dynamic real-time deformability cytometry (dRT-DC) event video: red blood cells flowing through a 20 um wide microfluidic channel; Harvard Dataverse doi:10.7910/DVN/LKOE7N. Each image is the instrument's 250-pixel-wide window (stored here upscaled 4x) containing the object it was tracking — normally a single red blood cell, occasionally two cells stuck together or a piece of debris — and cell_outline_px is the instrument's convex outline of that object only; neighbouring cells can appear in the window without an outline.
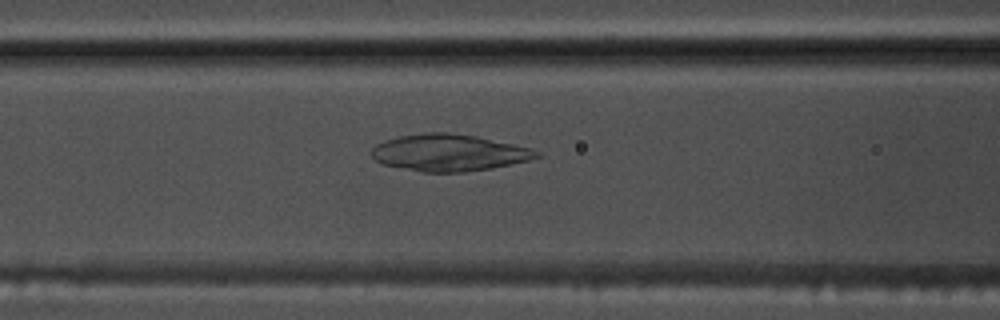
{"species": "common noctule bat (a hibernating species)", "species_latin": "Nyctalus noctula", "temperature_condition": "warm", "stored_images_in_passage": 56, "segment_of_instrument_passage": [1, 2], "camera_frame_rate_fps": 3000, "um_per_image_px": 0.085, "animal": {"sex": "male", "body_mass_g": 17.5, "forearm_length_mm": 52.3}, "frame": {"image": 1, "passage_image": 23, "time_ms": 7.333, "image_size_px": [1000, 320], "cell_outline_px": [[540, 156], [528, 160], [492, 168], [464, 172], [424, 172], [384, 164], [376, 160], [372, 156], [372, 148], [376, 144], [384, 140], [400, 136], [424, 132], [448, 132], [476, 136], [532, 148], [540, 152]], "centroid_in_image_um": [38.17, 12.97], "position_along_channel_um": 128.4, "area_um2": 35.2}}
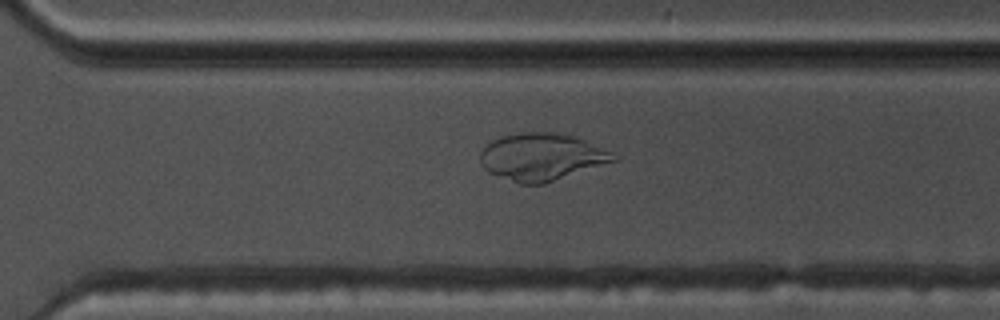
{"frame": {"image": 2, "passage_image": 39, "time_ms": 12.667, "image_size_px": [1000, 320], "cell_outline_px": [[620, 160], [544, 184], [520, 184], [488, 172], [484, 168], [480, 160], [480, 152], [492, 140], [500, 136], [520, 132], [556, 132], [576, 136], [612, 152], [620, 156]], "centroid_in_image_um": [46.09, 13.33], "position_along_channel_um": 324.5, "area_um2": 37.11}}
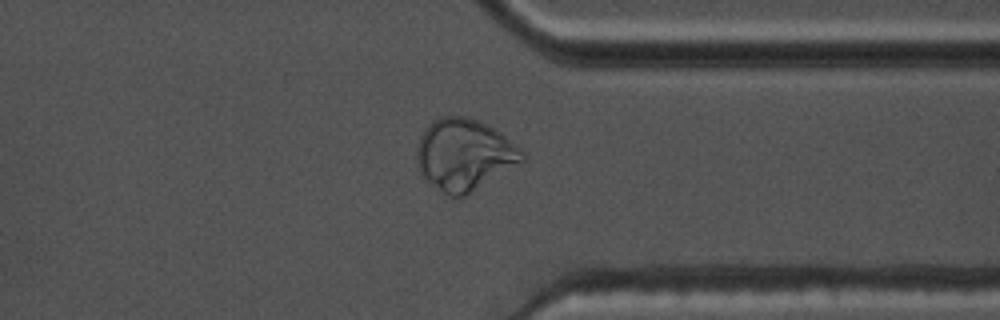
{"frame": {"image": 3, "passage_image": 43, "time_ms": 14.0, "image_size_px": [1000, 320], "cell_outline_px": [[524, 160], [464, 196], [456, 200], [448, 196], [428, 180], [424, 176], [420, 168], [416, 156], [416, 148], [420, 136], [428, 124], [432, 120], [440, 116], [464, 116], [488, 124], [500, 132], [520, 148], [524, 152]], "centroid_in_image_um": [39.44, 13.12], "position_along_channel_um": 372.0, "area_um2": 43.47}}